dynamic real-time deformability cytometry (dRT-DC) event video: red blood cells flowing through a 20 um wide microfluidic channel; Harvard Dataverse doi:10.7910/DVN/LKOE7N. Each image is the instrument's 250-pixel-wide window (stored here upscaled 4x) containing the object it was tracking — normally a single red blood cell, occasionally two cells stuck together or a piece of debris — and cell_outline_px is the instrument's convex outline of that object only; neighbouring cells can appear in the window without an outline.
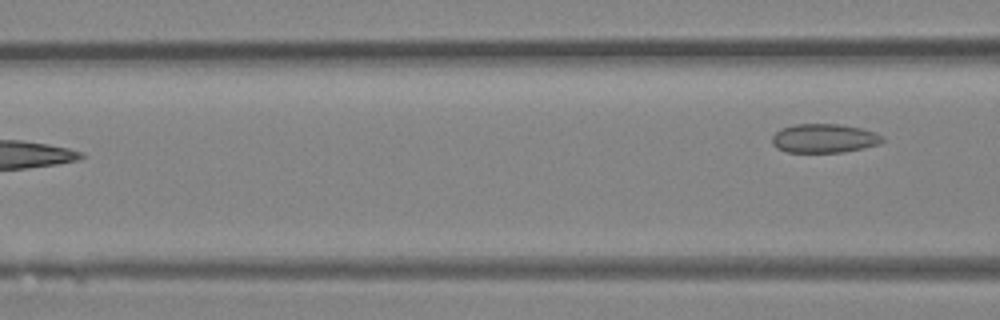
{"species": "Egyptian fruit bat (a non-hibernating species)", "species_latin": "Rousettus aegyptiacus", "temperature_condition": "room temperature", "stored_images_in_passage": 6, "segment_of_instrument_passage": [2, 2], "camera_frame_rate_fps": 3000, "um_per_image_px": 0.085, "animal": {"sex": "female"}, "frame": {"image": 1, "passage_image": 6, "time_ms": 1.667, "image_size_px": [1000, 320], "cell_outline_px": [[884, 140], [880, 144], [864, 148], [844, 152], [788, 152], [776, 148], [772, 144], [772, 136], [780, 128], [796, 124], [840, 124], [860, 128], [884, 136]], "centroid_in_image_um": [70.04, 11.76], "position_along_channel_um": 96.6, "area_um2": 18.67}}